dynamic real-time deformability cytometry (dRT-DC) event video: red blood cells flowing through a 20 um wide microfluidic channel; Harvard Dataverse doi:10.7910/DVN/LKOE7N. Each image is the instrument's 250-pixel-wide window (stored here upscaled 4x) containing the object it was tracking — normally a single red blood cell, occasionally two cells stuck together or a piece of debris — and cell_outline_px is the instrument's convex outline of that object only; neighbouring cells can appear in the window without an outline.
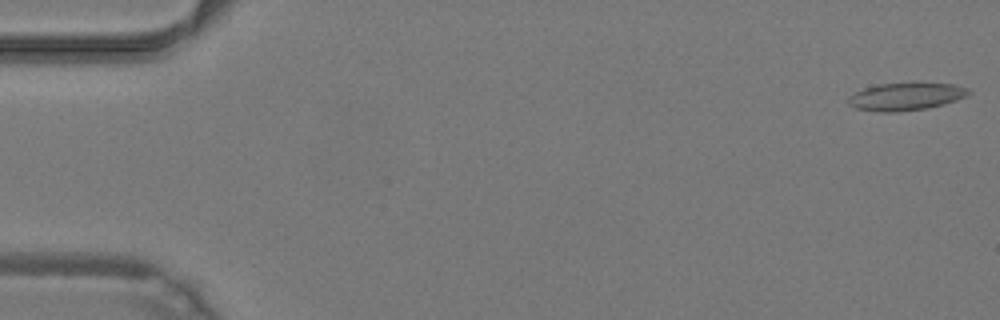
{"species": "common noctule bat (a hibernating species)", "species_latin": "Nyctalus noctula", "temperature_condition": "warm", "stored_images_in_passage": 48, "camera_frame_rate_fps": 3000, "um_per_image_px": 0.085, "animal": {"sex": "male", "body_mass_g": 19.2, "forearm_length_mm": 51.8}, "frame": {"image": 1, "passage_image": 1, "time_ms": 0.0, "image_size_px": [1000, 320], "cell_outline_px": [[972, 92], [956, 100], [944, 104], [928, 108], [896, 112], [880, 112], [856, 108], [848, 104], [848, 96], [864, 88], [880, 84], [912, 80], [956, 84], [968, 88]], "centroid_in_image_um": [77.03, 8.16], "position_along_channel_um": 8.0, "area_um2": 20.11}}
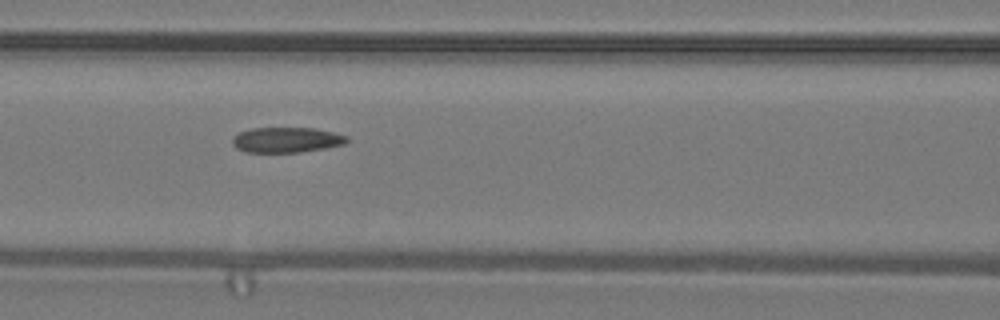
{"frame": {"image": 2, "passage_image": 21, "time_ms": 6.667, "image_size_px": [1000, 320], "cell_outline_px": [[348, 140], [344, 144], [324, 148], [300, 152], [244, 152], [236, 148], [232, 144], [232, 136], [240, 132], [252, 128], [316, 128], [348, 136]], "centroid_in_image_um": [24.32, 11.89], "position_along_channel_um": 142.3, "area_um2": 16.88}}
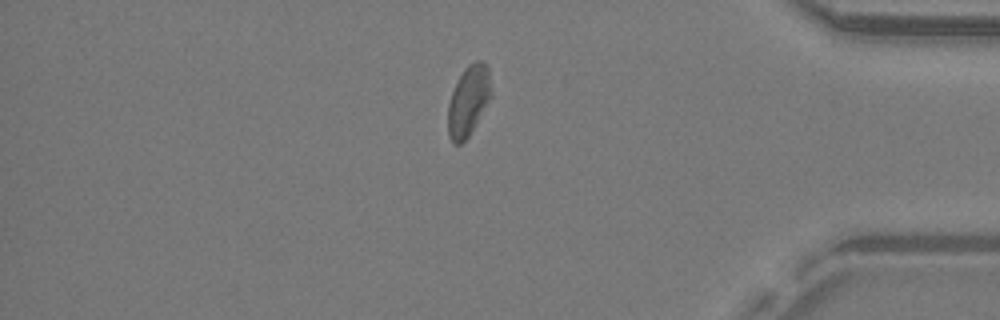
{"frame": {"image": 3, "passage_image": 41, "time_ms": 13.333, "image_size_px": [1000, 320], "cell_outline_px": [[492, 96], [468, 136], [460, 144], [452, 144], [448, 136], [448, 104], [452, 92], [464, 68], [468, 64], [476, 60], [484, 60], [488, 64], [492, 92]], "centroid_in_image_um": [39.83, 8.53], "position_along_channel_um": 395.4, "area_um2": 17.8}, "authors_computed_cell_mechanics": {"area_um2": 18.1781, "velocity_mm_per_s": 4.2613, "shape_relaxation_time_tau1_ms": 8.5311, "shape_relaxation_time_tau2_ms": 2.3954, "deformation_change_tau1": 0.1509, "deformation_change_tau2": 0.0881}}